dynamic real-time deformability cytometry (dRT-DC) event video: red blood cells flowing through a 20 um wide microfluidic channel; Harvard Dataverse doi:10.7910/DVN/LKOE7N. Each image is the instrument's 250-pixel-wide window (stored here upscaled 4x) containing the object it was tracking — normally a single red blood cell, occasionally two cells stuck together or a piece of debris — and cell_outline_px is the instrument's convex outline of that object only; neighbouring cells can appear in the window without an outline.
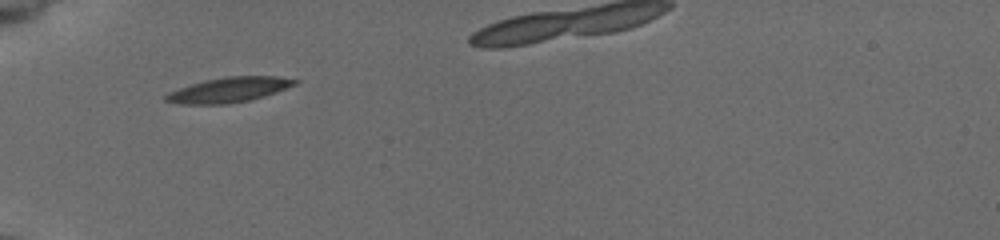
{"species": "common noctule bat (a hibernating species)", "species_latin": "Nyctalus noctula", "temperature_condition": "cold", "stored_images_in_passage": 52, "camera_frame_rate_fps": 3000, "um_per_image_px": 0.085, "animal": {"sex": "female", "body_mass_g": 19.5, "forearm_length_mm": 54.1}, "frame": {"image": 1, "passage_image": 1, "time_ms": 0.0, "image_size_px": [1000, 240], "cell_outline_px": [[300, 80], [296, 84], [276, 92], [264, 96], [248, 100], [228, 104], [180, 104], [164, 100], [164, 96], [168, 92], [204, 80], [224, 76], [280, 76]], "centroid_in_image_um": [19.47, 7.63], "position_along_channel_um": 65.5, "area_um2": 18.79}}
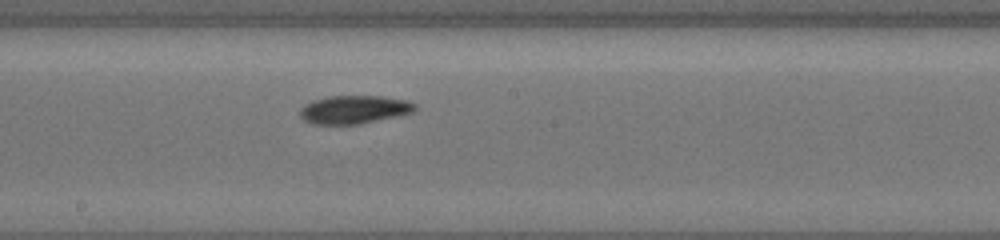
{"frame": {"image": 2, "passage_image": 22, "time_ms": 4.333, "image_size_px": [1000, 240], "cell_outline_px": [[416, 108], [412, 112], [400, 116], [360, 124], [312, 124], [304, 120], [300, 116], [300, 108], [312, 100], [332, 96], [380, 96], [408, 100], [416, 104]], "centroid_in_image_um": [30.12, 9.32], "position_along_channel_um": 218.1, "area_um2": 19.02}}
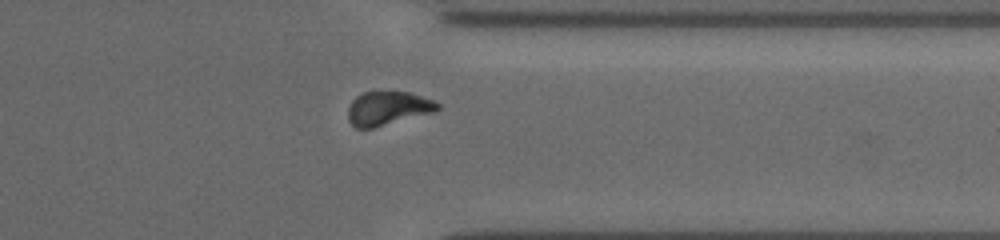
{"frame": {"image": 3, "passage_image": 43, "time_ms": 8.667, "image_size_px": [1000, 240], "cell_outline_px": [[440, 108], [436, 112], [372, 128], [356, 128], [348, 120], [348, 108], [352, 100], [356, 96], [372, 88], [408, 92], [432, 100], [440, 104]], "centroid_in_image_um": [32.95, 9.16], "position_along_channel_um": 378.5, "area_um2": 18.21}}